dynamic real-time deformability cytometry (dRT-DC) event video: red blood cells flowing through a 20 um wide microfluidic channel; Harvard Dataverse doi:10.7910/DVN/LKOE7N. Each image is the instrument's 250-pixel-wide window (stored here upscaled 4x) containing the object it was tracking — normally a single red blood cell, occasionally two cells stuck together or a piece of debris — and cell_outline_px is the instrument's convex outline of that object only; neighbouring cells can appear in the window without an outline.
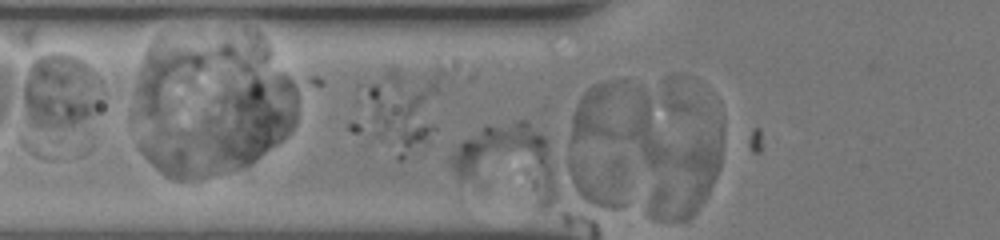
{"species": "human", "species_latin": "Homo sapiens", "temperature_condition": "room temperature", "stored_images_in_passage": 4, "camera_frame_rate_fps": 3000, "um_per_image_px": 0.085, "donor": {"sex": "female"}, "frame": {"image": 1, "passage_image": 3, "time_ms": 0.667, "image_size_px": [1000, 240], "cell_outline_px": [[472, 80], [424, 144], [400, 160], [396, 160], [376, 136], [356, 84], [392, 64], [452, 56], [456, 56], [472, 72]], "centroid_in_image_um": [35.05, 8.53], "position_along_channel_um": 90.7, "area_um2": 52.83}}